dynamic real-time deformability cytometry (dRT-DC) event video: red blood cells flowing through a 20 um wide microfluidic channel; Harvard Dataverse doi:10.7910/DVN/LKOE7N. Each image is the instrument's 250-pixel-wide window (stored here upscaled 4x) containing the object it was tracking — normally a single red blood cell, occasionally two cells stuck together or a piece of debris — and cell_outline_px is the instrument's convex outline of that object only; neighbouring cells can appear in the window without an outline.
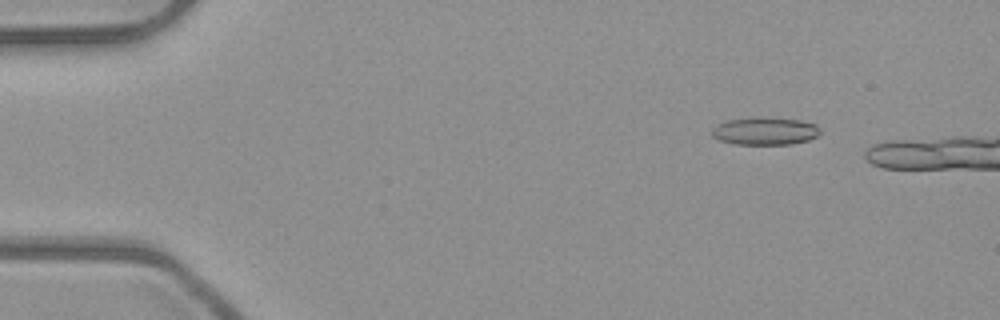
{"species": "common noctule bat (a hibernating species)", "species_latin": "Nyctalus noctula", "temperature_condition": "room temperature", "stored_images_in_passage": 20, "camera_frame_rate_fps": 3000, "um_per_image_px": 0.085, "animal": {"sex": "male", "body_mass_g": 23.1, "forearm_length_mm": 52.7}, "frame": {"image": 1, "passage_image": 6, "time_ms": 1.667, "image_size_px": [1000, 320], "cell_outline_px": [[820, 132], [816, 136], [808, 140], [792, 144], [732, 144], [720, 140], [712, 136], [712, 128], [716, 124], [728, 120], [800, 120], [816, 124], [820, 128]], "centroid_in_image_um": [65.02, 11.19], "position_along_channel_um": 20.0, "area_um2": 16.59}}
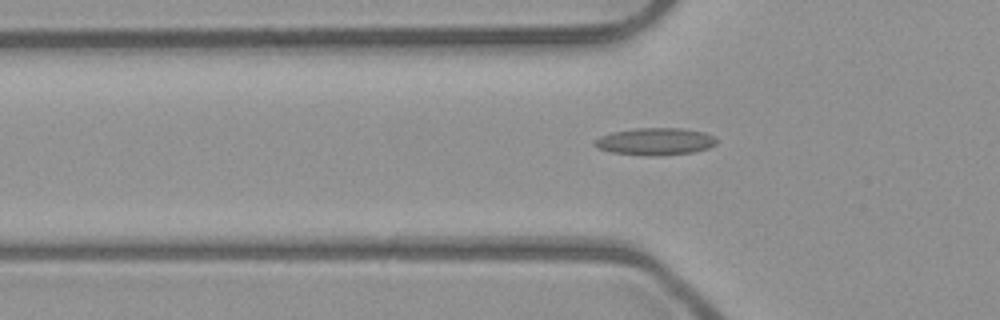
{"frame": {"image": 2, "passage_image": 17, "time_ms": 5.333, "image_size_px": [1000, 320], "cell_outline_px": [[716, 144], [708, 148], [692, 152], [664, 156], [648, 156], [612, 152], [600, 148], [592, 144], [600, 136], [612, 132], [636, 128], [684, 128], [704, 132], [716, 136]], "centroid_in_image_um": [55.73, 12.02], "position_along_channel_um": 70.1, "area_um2": 19.42}}